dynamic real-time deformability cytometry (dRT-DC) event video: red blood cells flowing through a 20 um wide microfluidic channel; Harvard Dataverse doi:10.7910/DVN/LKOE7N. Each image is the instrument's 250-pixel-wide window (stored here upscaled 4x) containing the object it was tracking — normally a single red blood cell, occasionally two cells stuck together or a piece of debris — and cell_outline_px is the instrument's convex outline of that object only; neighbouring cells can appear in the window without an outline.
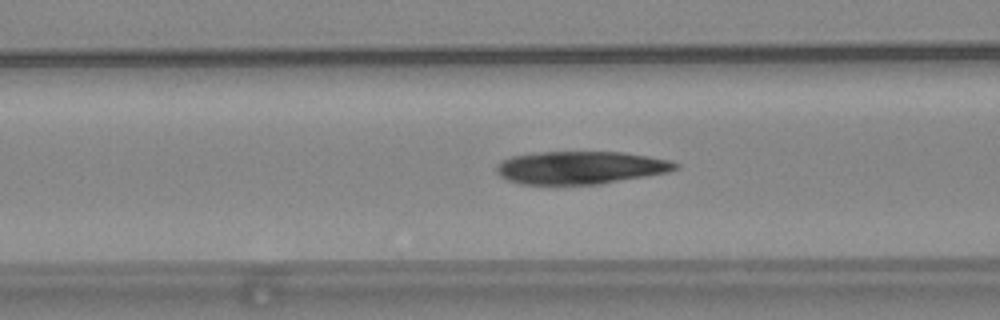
{"species": "common noctule bat (a hibernating species)", "species_latin": "Nyctalus noctula", "temperature_condition": "warm", "stored_images_in_passage": 53, "camera_frame_rate_fps": 3000, "um_per_image_px": 0.085, "animal": {"sex": "female", "body_mass_g": 24.6, "forearm_length_mm": 56.2}, "frame": {"image": 1, "passage_image": 20, "time_ms": 6.333, "image_size_px": [1000, 320], "cell_outline_px": [[680, 168], [668, 172], [600, 184], [520, 184], [508, 180], [500, 176], [496, 172], [496, 164], [500, 160], [512, 156], [540, 152], [624, 152], [672, 160], [680, 164]], "centroid_in_image_um": [49.35, 14.24], "position_along_channel_um": 117.2, "area_um2": 34.39}}
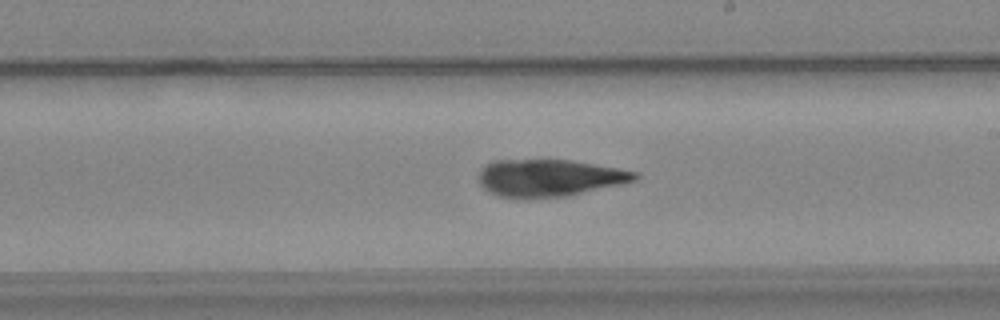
{"frame": {"image": 2, "passage_image": 30, "time_ms": 9.667, "image_size_px": [1000, 320], "cell_outline_px": [[640, 176], [636, 180], [620, 184], [568, 196], [524, 200], [496, 196], [488, 192], [480, 184], [480, 168], [496, 160], [572, 160], [640, 172]], "centroid_in_image_um": [46.68, 15.15], "position_along_channel_um": 242.3, "area_um2": 34.28}}
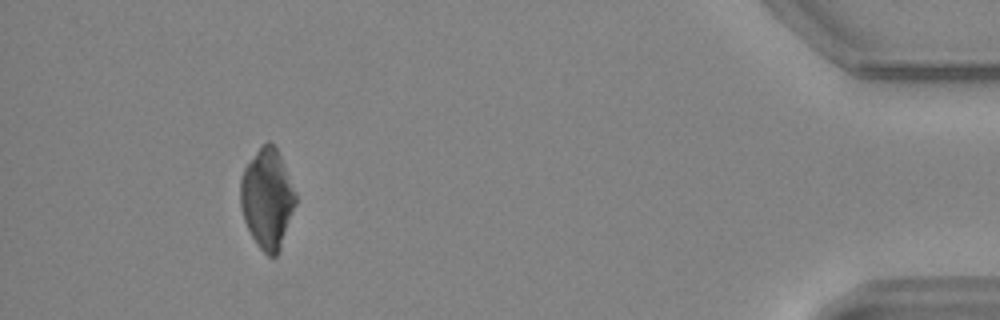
{"frame": {"image": 3, "passage_image": 49, "time_ms": 16.0, "image_size_px": [1000, 320], "cell_outline_px": [[296, 204], [280, 248], [276, 256], [268, 256], [256, 244], [244, 220], [240, 208], [240, 180], [244, 168], [256, 152], [268, 140], [276, 148], [280, 156], [296, 192]], "centroid_in_image_um": [22.7, 16.89], "position_along_channel_um": 412.5, "area_um2": 31.79}}